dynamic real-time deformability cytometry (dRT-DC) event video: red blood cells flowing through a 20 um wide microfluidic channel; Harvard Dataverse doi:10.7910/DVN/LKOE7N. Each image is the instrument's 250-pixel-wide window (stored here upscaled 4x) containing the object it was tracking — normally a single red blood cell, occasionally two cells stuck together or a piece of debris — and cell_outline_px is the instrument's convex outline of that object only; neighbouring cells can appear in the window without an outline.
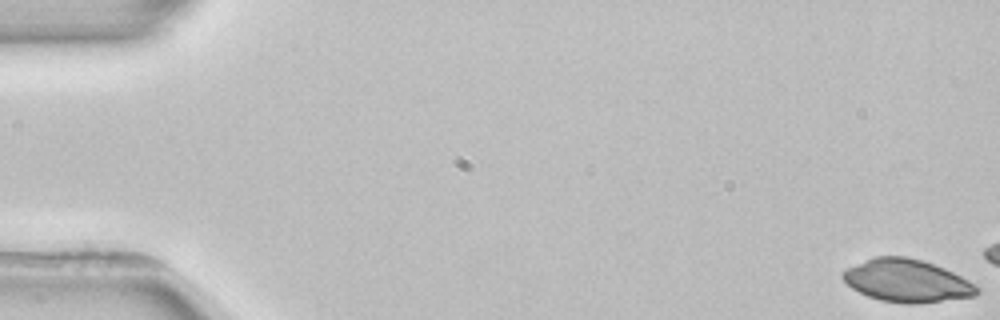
{"species": "common noctule bat (a hibernating species)", "species_latin": "Nyctalus noctula", "temperature_condition": "room temperature", "stored_images_in_passage": 4, "camera_frame_rate_fps": 3000, "um_per_image_px": 0.085, "animal": {"sex": "female", "body_mass_g": 22.7, "forearm_length_mm": 54.2}, "frame": {"image": 1, "passage_image": 1, "time_ms": 0.0, "image_size_px": [1000, 320], "cell_outline_px": [[980, 292], [976, 296], [920, 304], [904, 304], [880, 300], [868, 296], [852, 288], [840, 276], [840, 272], [848, 268], [876, 256], [908, 256], [924, 260], [944, 268], [968, 280], [980, 288]], "centroid_in_image_um": [77.11, 23.87], "position_along_channel_um": 7.9, "area_um2": 33.52}}